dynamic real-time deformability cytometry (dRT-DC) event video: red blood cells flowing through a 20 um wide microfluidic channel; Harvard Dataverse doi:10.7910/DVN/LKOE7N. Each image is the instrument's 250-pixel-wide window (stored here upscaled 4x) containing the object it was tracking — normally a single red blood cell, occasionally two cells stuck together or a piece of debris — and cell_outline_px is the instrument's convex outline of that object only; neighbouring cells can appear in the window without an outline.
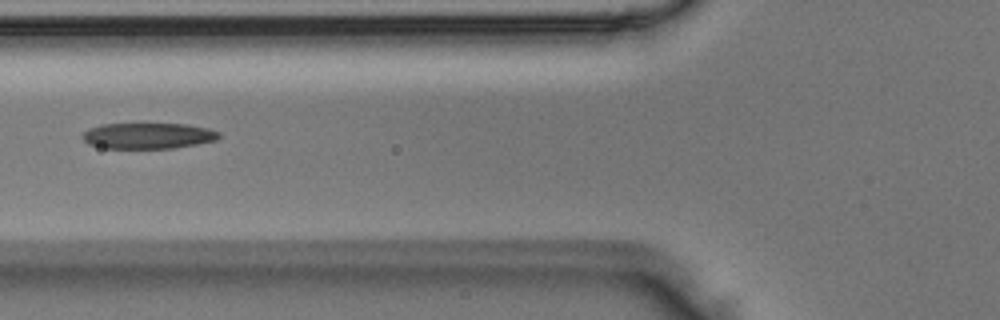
{"species": "Egyptian fruit bat (a non-hibernating species)", "species_latin": "Rousettus aegyptiacus", "temperature_condition": "room temperature", "stored_images_in_passage": 4, "camera_frame_rate_fps": 3000, "um_per_image_px": 0.085, "animal": {"sex": "male"}, "frame": {"image": 1, "passage_image": 3, "time_ms": 0.667, "image_size_px": [1000, 320], "cell_outline_px": [[220, 136], [216, 140], [176, 148], [104, 148], [88, 144], [84, 140], [84, 132], [88, 128], [100, 124], [188, 124], [208, 128], [220, 132]], "centroid_in_image_um": [12.6, 11.54], "position_along_channel_um": 113.2, "area_um2": 20.58}}